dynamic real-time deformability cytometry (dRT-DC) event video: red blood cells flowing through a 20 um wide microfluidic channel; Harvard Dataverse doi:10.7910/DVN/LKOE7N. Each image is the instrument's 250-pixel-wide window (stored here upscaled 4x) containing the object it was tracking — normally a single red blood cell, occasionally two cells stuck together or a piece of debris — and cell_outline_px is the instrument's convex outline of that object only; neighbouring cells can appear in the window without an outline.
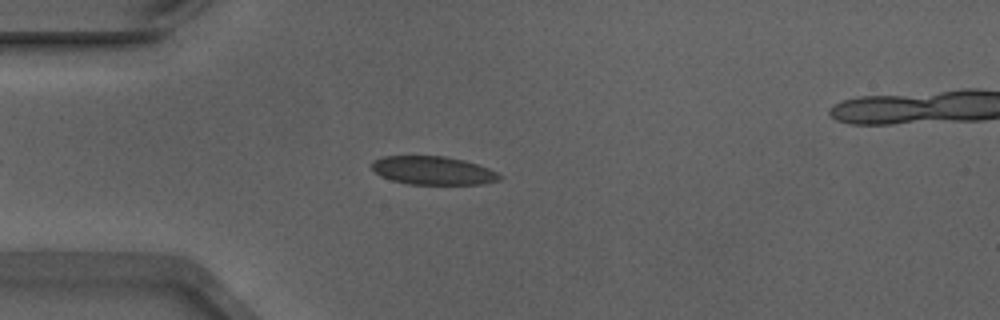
{"species": "Egyptian fruit bat (a non-hibernating species)", "species_latin": "Rousettus aegyptiacus", "temperature_condition": "warm", "stored_images_in_passage": 39, "camera_frame_rate_fps": 3000, "um_per_image_px": 0.085, "animal": {"sex": "male"}, "frame": {"image": 1, "passage_image": 4, "time_ms": 1.0, "image_size_px": [1000, 320], "cell_outline_px": [[504, 176], [500, 180], [480, 184], [408, 184], [392, 180], [380, 176], [372, 168], [372, 160], [384, 156], [444, 156], [476, 164], [488, 168]], "centroid_in_image_um": [36.79, 14.5], "position_along_channel_um": 48.2, "area_um2": 20.98}}
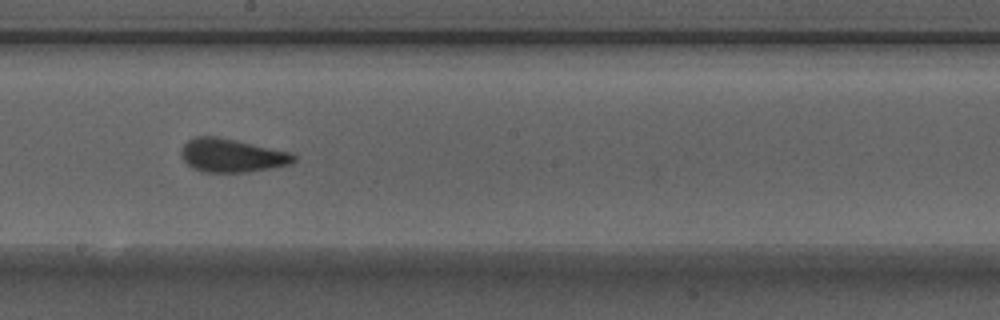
{"frame": {"image": 2, "passage_image": 19, "time_ms": 6.0, "image_size_px": [1000, 320], "cell_outline_px": [[296, 160], [292, 164], [272, 168], [244, 172], [200, 172], [192, 168], [180, 156], [180, 152], [184, 144], [188, 140], [196, 136], [216, 136], [236, 140], [292, 152], [296, 156]], "centroid_in_image_um": [19.71, 13.21], "position_along_channel_um": 228.5, "area_um2": 22.14}}
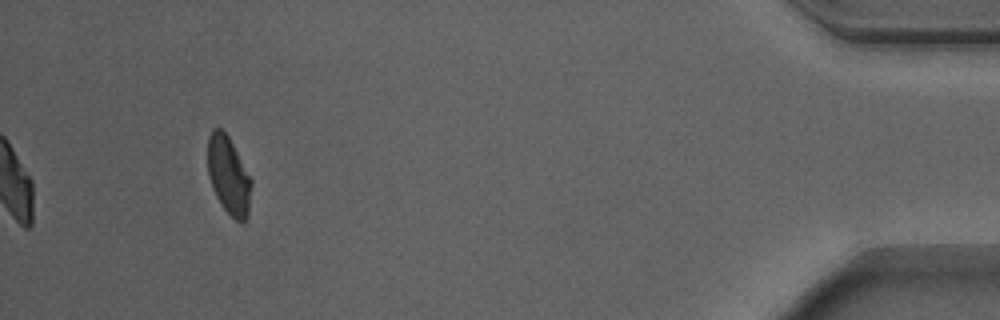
{"frame": {"image": 3, "passage_image": 39, "time_ms": 12.667, "image_size_px": [1000, 320], "cell_outline_px": [[252, 184], [248, 216], [244, 224], [240, 224], [224, 208], [216, 196], [212, 188], [208, 176], [208, 136], [212, 128], [220, 128], [228, 136], [252, 180]], "centroid_in_image_um": [19.43, 14.94], "position_along_channel_um": 415.8, "area_um2": 19.83}, "authors_computed_cell_mechanics": {"area_um2": 21.2704, "velocity_mm_per_s": 3.8804, "shape_relaxation_time_tau1_ms": 6.7202, "shape_relaxation_time_tau2_ms": null, "deformation_change_tau1": 0.1549, "deformation_change_tau2": null}}